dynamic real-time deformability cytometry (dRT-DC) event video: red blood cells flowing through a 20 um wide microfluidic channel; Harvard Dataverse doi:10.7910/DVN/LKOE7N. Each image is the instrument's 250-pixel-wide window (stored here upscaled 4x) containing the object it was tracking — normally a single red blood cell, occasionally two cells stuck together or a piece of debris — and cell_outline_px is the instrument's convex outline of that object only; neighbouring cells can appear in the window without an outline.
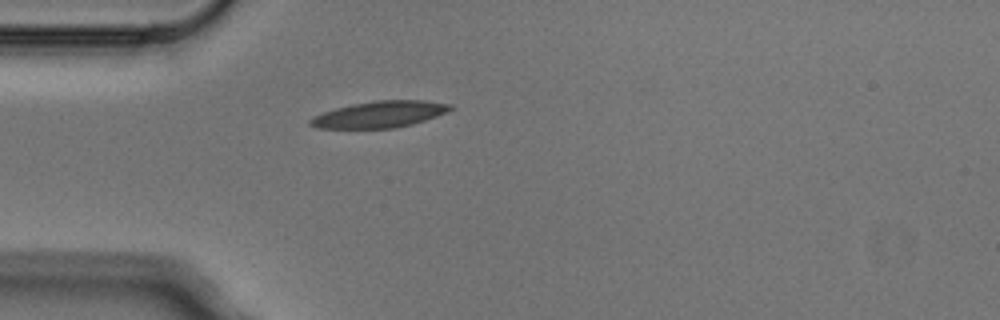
{"species": "Egyptian fruit bat (a non-hibernating species)", "species_latin": "Rousettus aegyptiacus", "temperature_condition": "cold", "stored_images_in_passage": 1, "camera_frame_rate_fps": 3000, "um_per_image_px": 0.085, "animal": {"sex": "male"}, "frame": {"image": 1, "passage_image": 1, "time_ms": 0.0, "image_size_px": [1000, 320], "cell_outline_px": [[456, 108], [436, 116], [412, 124], [396, 128], [316, 128], [308, 124], [308, 120], [324, 112], [336, 108], [352, 104], [376, 100], [424, 100], [452, 104]], "centroid_in_image_um": [32.3, 9.71], "position_along_channel_um": 52.7, "area_um2": 21.56}}